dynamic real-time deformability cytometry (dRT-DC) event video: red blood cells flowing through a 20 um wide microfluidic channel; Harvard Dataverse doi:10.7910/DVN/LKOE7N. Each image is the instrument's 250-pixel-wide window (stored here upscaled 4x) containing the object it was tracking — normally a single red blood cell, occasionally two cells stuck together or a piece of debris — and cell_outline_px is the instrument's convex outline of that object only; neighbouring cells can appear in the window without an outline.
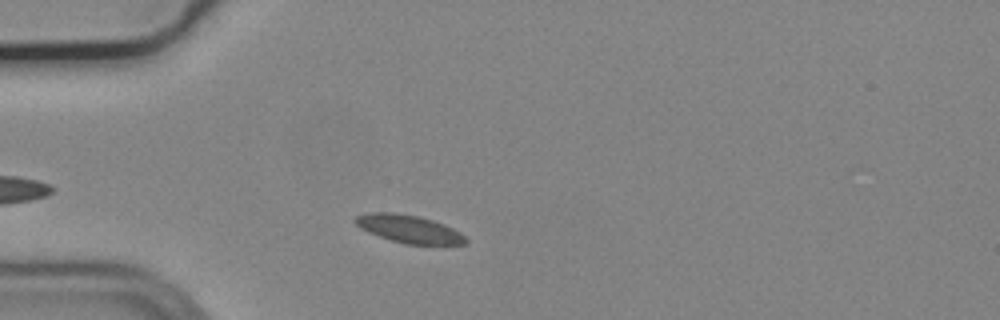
{"species": "common noctule bat (a hibernating species)", "species_latin": "Nyctalus noctula", "temperature_condition": "cold", "stored_images_in_passage": 39, "camera_frame_rate_fps": 3000, "um_per_image_px": 0.085, "animal": {"sex": "male", "body_mass_g": 19.2, "forearm_length_mm": 51.8}, "frame": {"image": 1, "passage_image": 2, "time_ms": 0.333, "image_size_px": [1000, 320], "cell_outline_px": [[468, 240], [464, 244], [404, 244], [368, 232], [360, 228], [352, 220], [356, 216], [372, 212], [392, 212], [416, 216], [432, 220], [444, 224], [460, 232]], "centroid_in_image_um": [34.74, 19.45], "position_along_channel_um": 50.3, "area_um2": 17.69}}
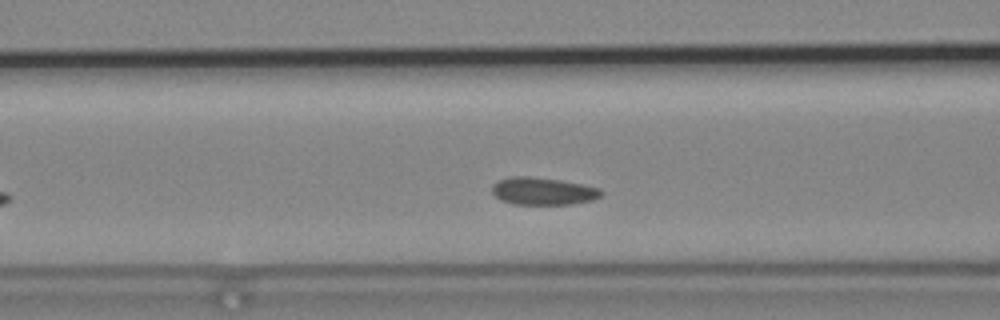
{"frame": {"image": 2, "passage_image": 9, "time_ms": 2.667, "image_size_px": [1000, 320], "cell_outline_px": [[604, 192], [600, 196], [592, 200], [572, 204], [512, 204], [500, 200], [492, 192], [492, 184], [508, 176], [528, 176], [560, 180], [600, 188]], "centroid_in_image_um": [46.13, 16.25], "position_along_channel_um": 120.5, "area_um2": 17.46}}
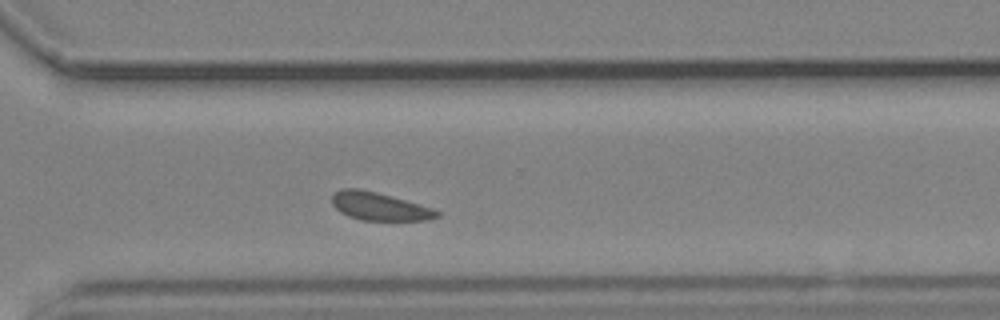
{"frame": {"image": 3, "passage_image": 27, "time_ms": 8.667, "image_size_px": [1000, 320], "cell_outline_px": [[440, 216], [428, 220], [360, 220], [348, 216], [340, 212], [332, 204], [332, 196], [336, 192], [344, 188], [360, 188], [376, 192], [432, 208], [440, 212]], "centroid_in_image_um": [32.23, 17.55], "position_along_channel_um": 338.4, "area_um2": 16.94}}